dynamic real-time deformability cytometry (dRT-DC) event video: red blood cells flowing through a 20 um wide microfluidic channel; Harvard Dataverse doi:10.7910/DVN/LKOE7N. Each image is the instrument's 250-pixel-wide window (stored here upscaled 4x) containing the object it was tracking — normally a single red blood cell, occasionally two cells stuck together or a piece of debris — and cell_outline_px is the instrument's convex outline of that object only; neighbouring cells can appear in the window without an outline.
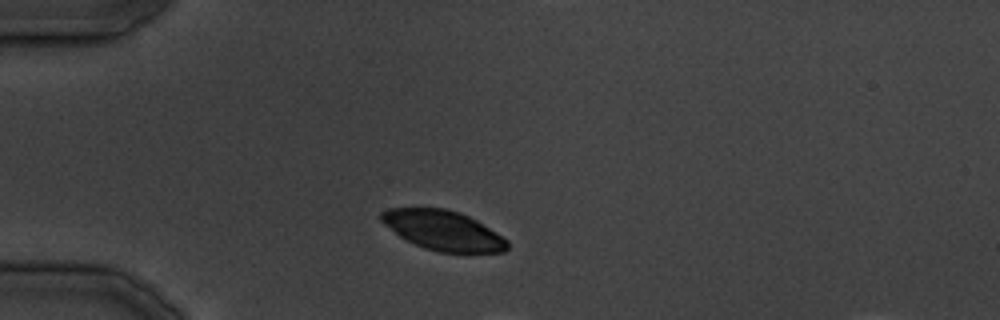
{"species": "common noctule bat (a hibernating species)", "species_latin": "Nyctalus noctula", "temperature_condition": "cold", "stored_images_in_passage": 8, "camera_frame_rate_fps": 3000, "um_per_image_px": 0.085, "animal": {"sex": "male", "body_mass_g": 19.5, "forearm_length_mm": 54.6}, "frame": {"image": 1, "passage_image": 4, "time_ms": 3.333, "image_size_px": [1000, 320], "cell_outline_px": [[508, 248], [504, 252], [440, 252], [424, 248], [400, 236], [384, 224], [380, 220], [380, 212], [388, 208], [444, 208], [460, 212], [476, 220], [508, 240]], "centroid_in_image_um": [37.66, 19.57], "position_along_channel_um": 47.3, "area_um2": 28.9}}